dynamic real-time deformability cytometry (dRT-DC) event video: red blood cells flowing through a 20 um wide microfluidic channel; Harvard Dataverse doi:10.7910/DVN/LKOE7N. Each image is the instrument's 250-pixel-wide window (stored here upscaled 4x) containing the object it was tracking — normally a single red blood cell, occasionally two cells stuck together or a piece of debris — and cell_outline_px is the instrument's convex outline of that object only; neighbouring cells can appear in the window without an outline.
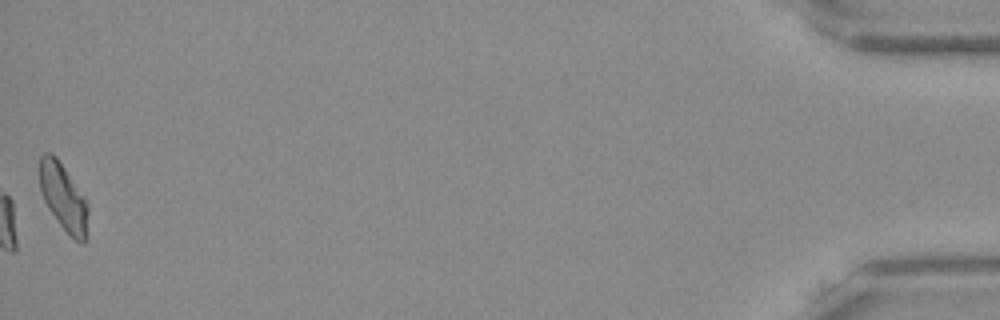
{"species": "Egyptian fruit bat (a non-hibernating species)", "species_latin": "Rousettus aegyptiacus", "temperature_condition": "warm", "stored_images_in_passage": 42, "camera_frame_rate_fps": 3000, "um_per_image_px": 0.085, "frame": {"image": 1, "passage_image": 42, "time_ms": 13.667, "image_size_px": [1000, 320], "cell_outline_px": [[88, 236], [84, 240], [76, 240], [60, 224], [48, 208], [44, 200], [40, 188], [40, 156], [44, 152], [52, 152], [56, 156], [88, 204]], "centroid_in_image_um": [5.39, 16.74], "position_along_channel_um": 429.8, "area_um2": 18.5}, "authors_computed_cell_mechanics": {"area_um2": 18.9873, "velocity_mm_per_s": 3.696, "shape_relaxation_time_tau1_ms": 8.5654, "shape_relaxation_time_tau2_ms": 4.0278, "deformation_change_tau1": 0.1741, "deformation_change_tau2": 0.0925}}